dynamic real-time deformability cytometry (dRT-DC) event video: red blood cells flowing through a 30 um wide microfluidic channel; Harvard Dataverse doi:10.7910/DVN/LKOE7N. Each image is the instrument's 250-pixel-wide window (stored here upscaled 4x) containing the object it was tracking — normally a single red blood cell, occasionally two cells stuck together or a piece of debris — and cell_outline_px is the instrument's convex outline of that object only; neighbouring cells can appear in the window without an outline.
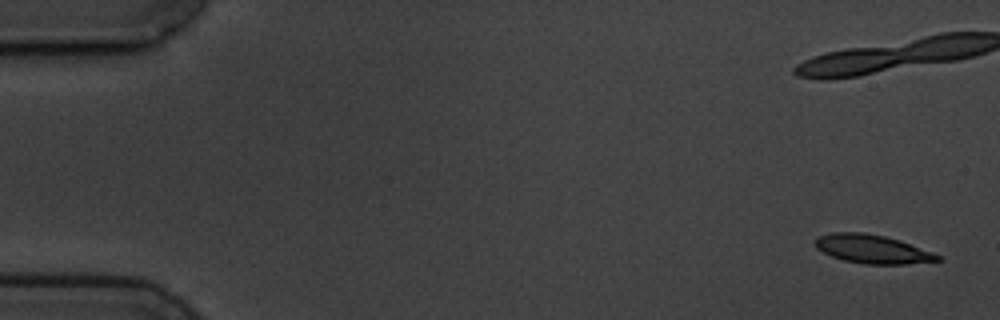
{"species": "common noctule bat (a hibernating species)", "species_latin": "Nyctalus noctula", "temperature_condition": "cold", "stored_images_in_passage": 6, "camera_frame_rate_fps": 3000, "um_per_image_px": 0.085, "animal": {"sex": "male", "body_mass_g": 19.5, "forearm_length_mm": 54.6}, "frame": {"image": 1, "passage_image": 1, "time_ms": 0.0, "image_size_px": [1000, 320], "cell_outline_px": [[944, 260], [904, 264], [864, 264], [844, 260], [832, 256], [816, 248], [816, 240], [820, 236], [832, 232], [864, 232], [884, 236], [900, 240], [932, 252], [940, 256]], "centroid_in_image_um": [74.17, 21.17], "position_along_channel_um": 10.8, "area_um2": 20.23}}